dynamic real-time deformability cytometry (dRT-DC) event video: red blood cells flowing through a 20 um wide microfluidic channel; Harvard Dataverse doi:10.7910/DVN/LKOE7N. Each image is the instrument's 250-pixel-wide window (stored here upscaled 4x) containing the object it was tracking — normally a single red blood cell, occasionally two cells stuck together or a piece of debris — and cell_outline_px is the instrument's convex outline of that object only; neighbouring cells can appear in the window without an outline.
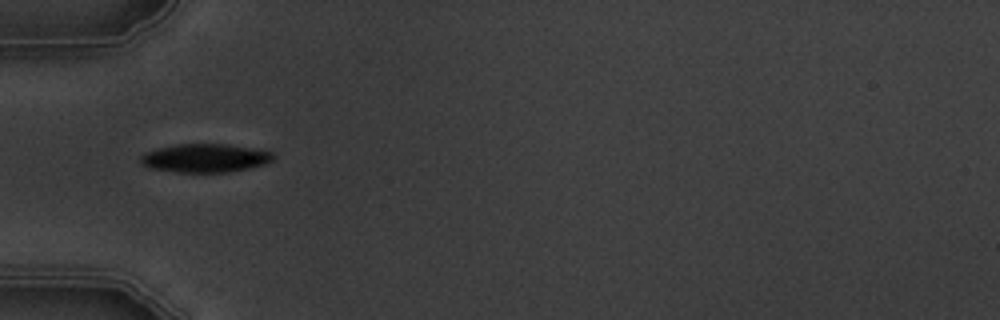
{"species": "common noctule bat (a hibernating species)", "species_latin": "Nyctalus noctula", "temperature_condition": "warm", "stored_images_in_passage": 5, "camera_frame_rate_fps": 3000, "um_per_image_px": 0.085, "animal": {"sex": "male", "body_mass_g": 19.5, "forearm_length_mm": 54.6}, "frame": {"image": 1, "passage_image": 1, "time_ms": 0.0, "image_size_px": [1000, 320], "cell_outline_px": [[276, 156], [272, 160], [264, 164], [248, 168], [228, 172], [176, 172], [148, 168], [140, 160], [140, 156], [144, 152], [176, 144], [224, 144], [252, 148], [272, 152]], "centroid_in_image_um": [17.42, 13.44], "position_along_channel_um": 67.6, "area_um2": 21.91}}
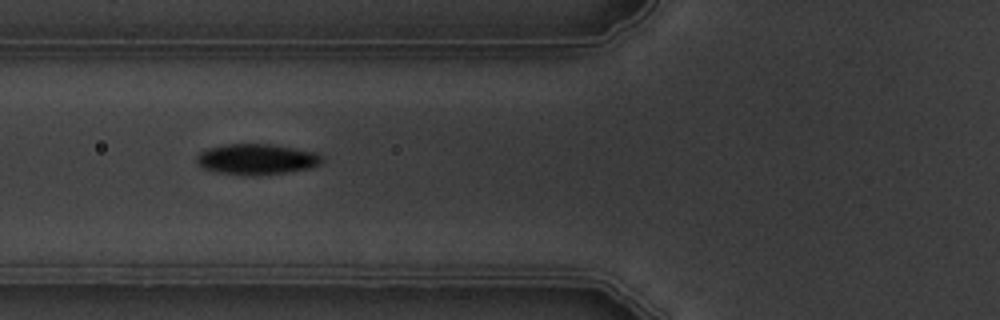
{"frame": {"image": 2, "passage_image": 2, "time_ms": 1.0, "image_size_px": [1000, 320], "cell_outline_px": [[324, 160], [320, 164], [308, 168], [284, 172], [220, 172], [204, 168], [196, 160], [196, 156], [200, 152], [208, 148], [224, 144], [276, 144], [316, 152], [324, 156]], "centroid_in_image_um": [21.88, 13.46], "position_along_channel_um": 103.9, "area_um2": 21.44}}
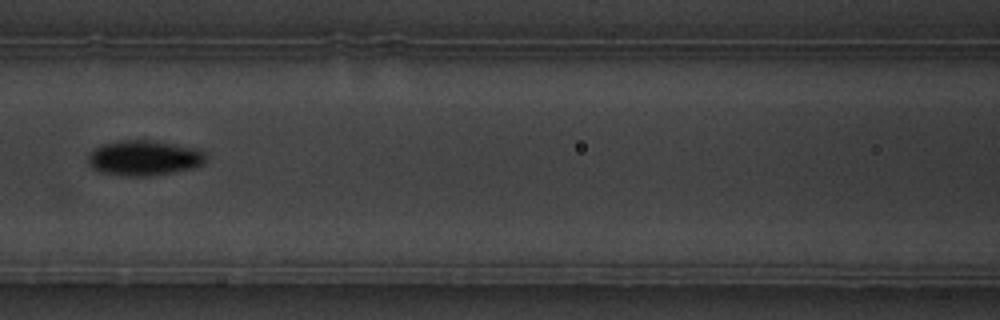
{"frame": {"image": 3, "passage_image": 3, "time_ms": 2.333, "image_size_px": [1000, 320], "cell_outline_px": [[208, 160], [204, 164], [192, 168], [172, 172], [148, 176], [124, 176], [96, 172], [88, 164], [88, 156], [96, 148], [104, 144], [120, 140], [148, 140], [196, 148], [204, 152], [208, 156]], "centroid_in_image_um": [12.25, 13.44], "position_along_channel_um": 154.3, "area_um2": 24.22}}